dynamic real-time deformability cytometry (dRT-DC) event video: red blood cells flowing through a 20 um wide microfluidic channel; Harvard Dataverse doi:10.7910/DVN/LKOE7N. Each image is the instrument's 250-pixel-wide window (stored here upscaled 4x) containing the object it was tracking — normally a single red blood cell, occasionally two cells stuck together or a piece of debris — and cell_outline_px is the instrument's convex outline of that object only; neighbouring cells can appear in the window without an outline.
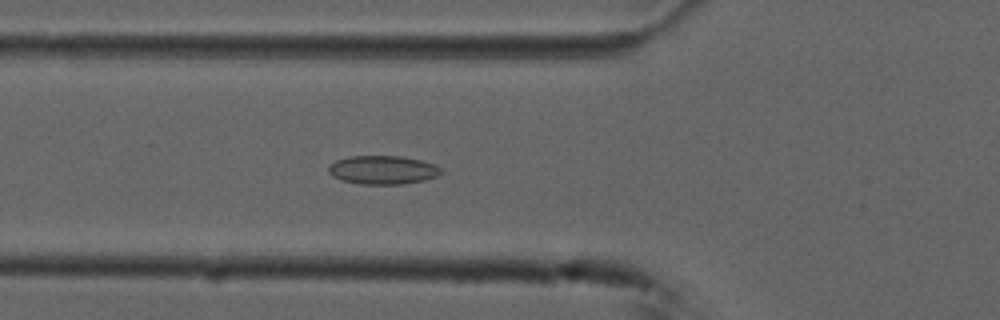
{"species": "common noctule bat (a hibernating species)", "species_latin": "Nyctalus noctula", "temperature_condition": "cold", "stored_images_in_passage": 44, "camera_frame_rate_fps": 3000, "um_per_image_px": 0.085, "animal": {"sex": "male", "forearm_length_mm": 52.5}, "frame": {"image": 1, "passage_image": 9, "time_ms": 2.667, "image_size_px": [1000, 320], "cell_outline_px": [[444, 172], [436, 176], [424, 180], [404, 184], [360, 184], [340, 180], [332, 176], [328, 172], [328, 168], [336, 160], [348, 156], [404, 156], [436, 164]], "centroid_in_image_um": [32.54, 14.44], "position_along_channel_um": 93.3, "area_um2": 18.9}}
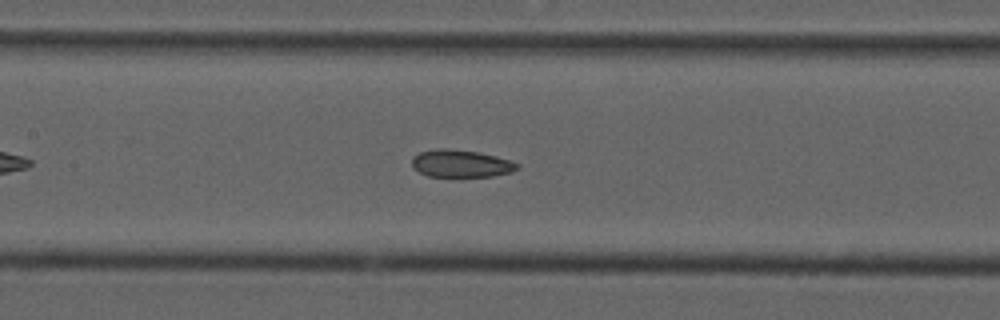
{"frame": {"image": 2, "passage_image": 15, "time_ms": 4.667, "image_size_px": [1000, 320], "cell_outline_px": [[520, 168], [512, 172], [492, 176], [428, 176], [420, 172], [412, 164], [412, 156], [420, 152], [436, 148], [448, 148], [480, 152], [496, 156], [520, 164]], "centroid_in_image_um": [39.2, 13.89], "position_along_channel_um": 168.2, "area_um2": 16.82}}
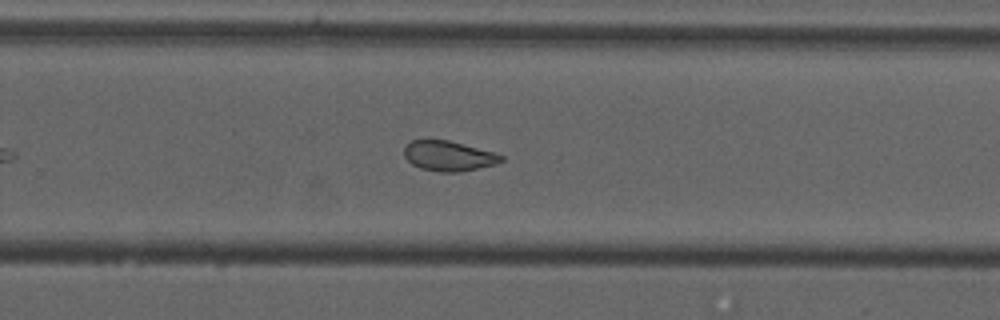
{"frame": {"image": 3, "passage_image": 25, "time_ms": 8.0, "image_size_px": [1000, 320], "cell_outline_px": [[504, 160], [496, 164], [460, 172], [440, 172], [420, 168], [412, 164], [404, 156], [404, 148], [412, 140], [448, 140], [492, 152], [504, 156]], "centroid_in_image_um": [38.13, 13.27], "position_along_channel_um": 291.7, "area_um2": 16.82}, "authors_computed_cell_mechanics": {"area_um2": 18.9584, "velocity_mm_per_s": 3.7253, "shape_relaxation_time_tau1_ms": null, "shape_relaxation_time_tau2_ms": 2.3245, "deformation_change_tau1": null, "deformation_change_tau2": 0.0749}}